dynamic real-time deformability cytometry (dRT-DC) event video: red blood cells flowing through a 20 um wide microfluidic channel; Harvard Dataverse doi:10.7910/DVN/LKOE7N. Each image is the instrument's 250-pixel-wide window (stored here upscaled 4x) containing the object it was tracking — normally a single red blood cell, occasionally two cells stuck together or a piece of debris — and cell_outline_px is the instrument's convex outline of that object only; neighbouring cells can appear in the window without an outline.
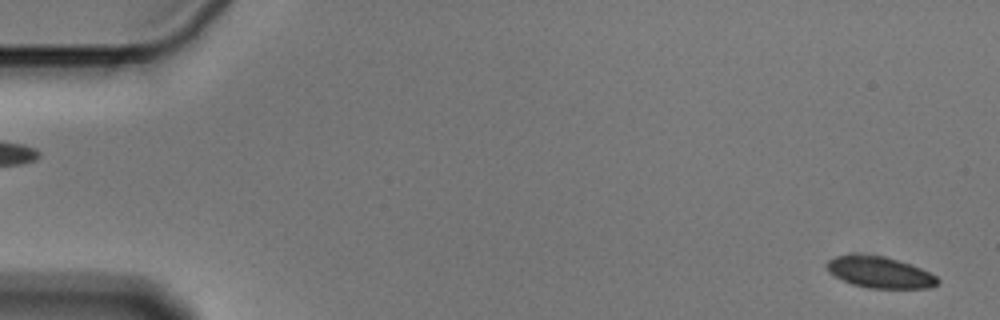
{"species": "Egyptian fruit bat (a non-hibernating species)", "species_latin": "Rousettus aegyptiacus", "temperature_condition": "cold", "stored_images_in_passage": 56, "camera_frame_rate_fps": 3000, "um_per_image_px": 0.085, "animal": {"sex": "male"}, "frame": {"image": 1, "passage_image": 2, "time_ms": 0.333, "image_size_px": [1000, 320], "cell_outline_px": [[940, 284], [928, 288], [868, 288], [852, 284], [828, 272], [824, 268], [824, 264], [828, 260], [836, 256], [884, 256], [920, 268], [936, 276], [940, 280]], "centroid_in_image_um": [74.78, 23.17], "position_along_channel_um": 10.2, "area_um2": 19.83}}
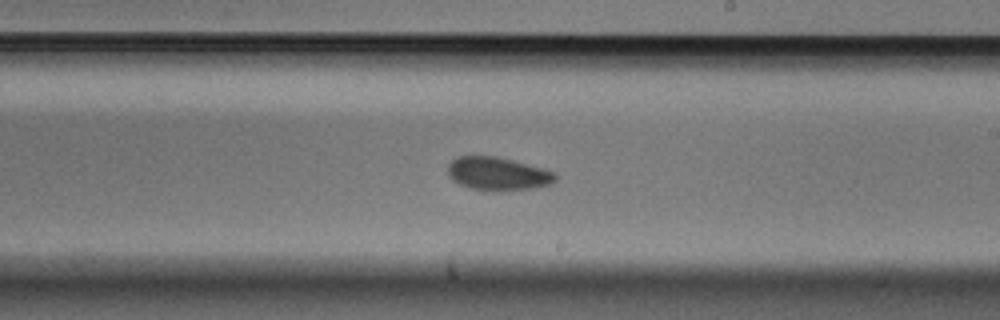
{"frame": {"image": 2, "passage_image": 33, "time_ms": 10.667, "image_size_px": [1000, 320], "cell_outline_px": [[556, 180], [552, 184], [532, 188], [496, 192], [472, 188], [460, 184], [452, 180], [448, 176], [448, 164], [452, 160], [460, 156], [496, 156], [544, 168], [556, 172]], "centroid_in_image_um": [42.33, 14.77], "position_along_channel_um": 246.7, "area_um2": 20.98}}
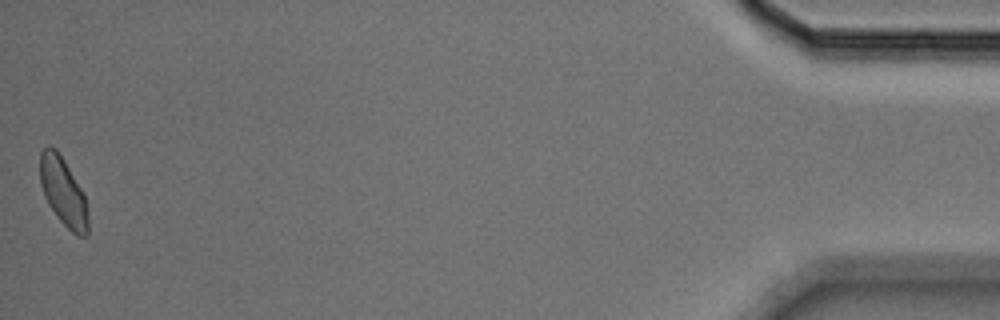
{"frame": {"image": 3, "passage_image": 56, "time_ms": 18.333, "image_size_px": [1000, 320], "cell_outline_px": [[88, 236], [76, 236], [56, 216], [48, 204], [44, 196], [40, 184], [40, 152], [48, 144], [56, 148], [64, 160], [80, 188], [84, 196], [88, 208]], "centroid_in_image_um": [5.36, 16.31], "position_along_channel_um": 429.8, "area_um2": 19.13}, "authors_computed_cell_mechanics": {"area_um2": 20.4901, "velocity_mm_per_s": 3.5756, "shape_relaxation_time_tau1_ms": 2.6459, "shape_relaxation_time_tau2_ms": null, "deformation_change_tau1": 0.0679, "deformation_change_tau2": null}}